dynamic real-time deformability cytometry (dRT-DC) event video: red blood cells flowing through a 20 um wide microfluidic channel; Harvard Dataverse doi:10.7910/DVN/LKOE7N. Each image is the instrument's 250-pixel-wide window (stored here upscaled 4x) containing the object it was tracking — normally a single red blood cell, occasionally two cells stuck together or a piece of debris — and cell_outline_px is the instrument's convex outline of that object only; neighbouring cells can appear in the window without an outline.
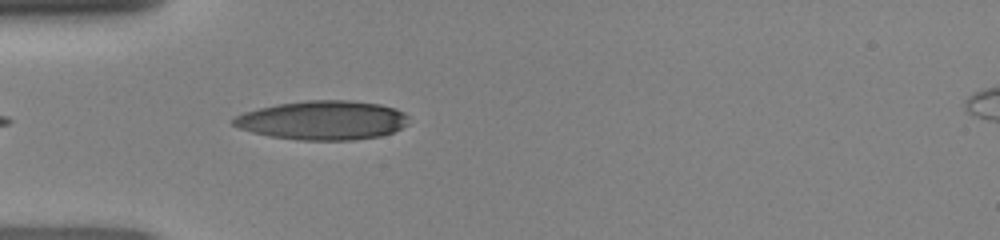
{"species": "human", "species_latin": "Homo sapiens", "temperature_condition": "room temperature", "stored_images_in_passage": 23, "camera_frame_rate_fps": 3000, "um_per_image_px": 0.085, "donor": {"sex": "female"}, "frame": {"image": 1, "passage_image": 2, "time_ms": 0.333, "image_size_px": [1000, 240], "cell_outline_px": [[408, 124], [392, 132], [380, 136], [352, 140], [300, 140], [268, 136], [252, 132], [240, 128], [232, 124], [228, 120], [244, 112], [276, 104], [308, 100], [352, 100], [380, 104], [396, 108], [404, 112], [408, 116]], "centroid_in_image_um": [27.43, 10.22], "position_along_channel_um": 57.6, "area_um2": 40.11}}
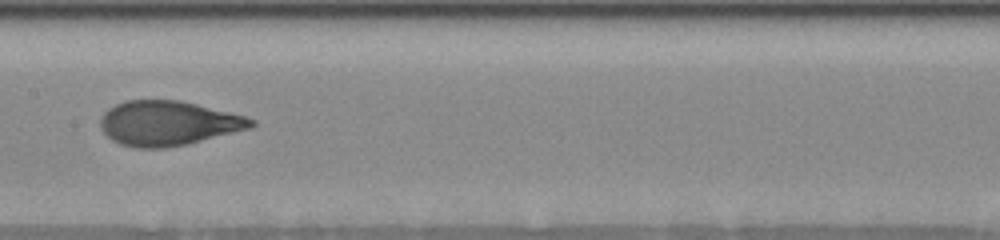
{"frame": {"image": 2, "passage_image": 12, "time_ms": 3.667, "image_size_px": [1000, 240], "cell_outline_px": [[256, 124], [252, 128], [188, 144], [164, 148], [132, 148], [120, 144], [112, 140], [100, 128], [100, 120], [104, 112], [108, 108], [116, 104], [128, 100], [180, 100], [244, 116], [256, 120]], "centroid_in_image_um": [14.28, 10.48], "position_along_channel_um": 193.1, "area_um2": 39.3}}
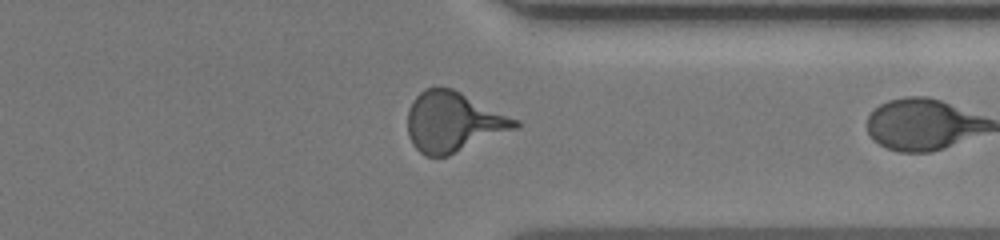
{"frame": {"image": 3, "passage_image": 22, "time_ms": 7.0, "image_size_px": [1000, 240], "cell_outline_px": [[520, 128], [448, 156], [424, 156], [412, 144], [408, 136], [408, 108], [412, 100], [424, 88], [452, 88], [520, 120]], "centroid_in_image_um": [38.55, 10.38], "position_along_channel_um": 372.8, "area_um2": 37.92}}